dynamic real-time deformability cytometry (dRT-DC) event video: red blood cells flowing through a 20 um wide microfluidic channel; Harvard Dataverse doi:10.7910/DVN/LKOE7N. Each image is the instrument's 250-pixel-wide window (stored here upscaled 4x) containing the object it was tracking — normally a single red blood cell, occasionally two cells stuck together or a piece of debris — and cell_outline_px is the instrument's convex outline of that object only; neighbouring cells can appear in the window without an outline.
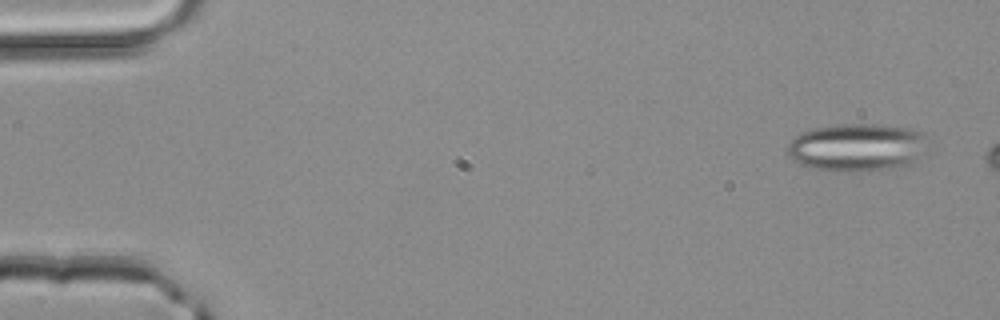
{"species": "common noctule bat (a hibernating species)", "species_latin": "Nyctalus noctula", "temperature_condition": "room temperature", "stored_images_in_passage": 2, "camera_frame_rate_fps": 3000, "um_per_image_px": 0.085, "animal": {"sex": "male", "body_mass_g": 20.4}, "frame": {"image": 1, "passage_image": 2, "time_ms": 0.333, "image_size_px": [1000, 320], "cell_outline_px": [[932, 152], [920, 164], [900, 168], [860, 172], [836, 172], [812, 168], [800, 164], [788, 156], [788, 144], [792, 136], [800, 132], [816, 128], [840, 124], [876, 124], [912, 128], [924, 132]], "centroid_in_image_um": [73.03, 12.56], "position_along_channel_um": 12.0, "area_um2": 41.21}}